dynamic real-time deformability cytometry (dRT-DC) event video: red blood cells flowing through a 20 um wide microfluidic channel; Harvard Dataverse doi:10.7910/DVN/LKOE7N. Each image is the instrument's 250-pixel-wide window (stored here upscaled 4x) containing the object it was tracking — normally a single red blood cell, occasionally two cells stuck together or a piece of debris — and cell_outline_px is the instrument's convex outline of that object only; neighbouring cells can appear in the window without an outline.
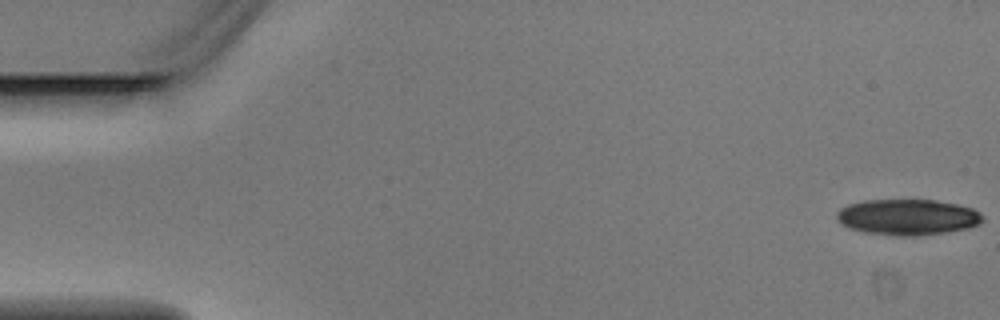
{"species": "Egyptian fruit bat (a non-hibernating species)", "species_latin": "Rousettus aegyptiacus", "temperature_condition": "warm", "stored_images_in_passage": 5, "segment_of_instrument_passage": [1, 2], "camera_frame_rate_fps": 3000, "um_per_image_px": 0.085, "animal": {"sex": "male"}, "frame": {"image": 1, "passage_image": 1, "time_ms": 0.0, "image_size_px": [1000, 320], "cell_outline_px": [[984, 220], [980, 224], [968, 228], [920, 236], [896, 236], [864, 232], [848, 228], [840, 224], [836, 220], [836, 212], [840, 208], [848, 204], [864, 200], [936, 200], [956, 204], [972, 208], [980, 212], [984, 216]], "centroid_in_image_um": [77.13, 18.46], "position_along_channel_um": 7.9, "area_um2": 30.87}}
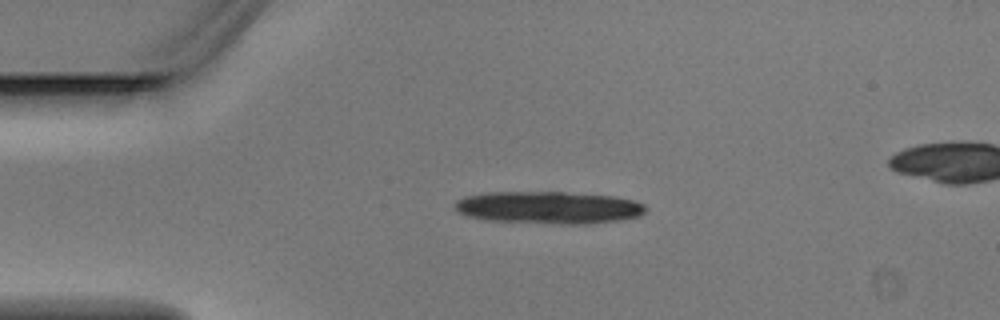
{"frame": {"image": 2, "passage_image": 3, "time_ms": 0.667, "image_size_px": [1000, 320], "cell_outline_px": [[648, 208], [640, 216], [616, 220], [584, 224], [564, 224], [488, 220], [468, 216], [460, 212], [456, 208], [456, 200], [464, 196], [488, 192], [564, 192], [616, 196], [632, 200], [644, 204]], "centroid_in_image_um": [46.66, 17.63], "position_along_channel_um": 38.3, "area_um2": 35.84}}